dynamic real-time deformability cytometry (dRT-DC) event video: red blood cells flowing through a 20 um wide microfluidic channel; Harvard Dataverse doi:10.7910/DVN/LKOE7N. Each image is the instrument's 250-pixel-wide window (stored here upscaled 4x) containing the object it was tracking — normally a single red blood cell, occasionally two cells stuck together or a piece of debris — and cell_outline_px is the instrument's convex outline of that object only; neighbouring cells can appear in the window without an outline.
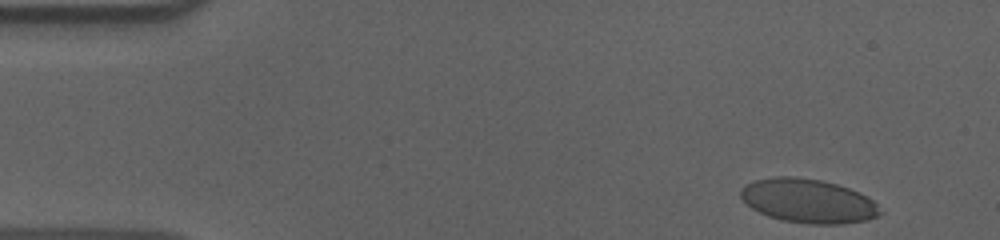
{"species": "human", "species_latin": "Homo sapiens", "temperature_condition": "cold", "stored_images_in_passage": 52, "camera_frame_rate_fps": 3000, "um_per_image_px": 0.085, "donor": {"sex": "male"}, "frame": {"image": 1, "passage_image": 1, "time_ms": 0.0, "image_size_px": [1000, 240], "cell_outline_px": [[884, 212], [868, 220], [840, 224], [808, 224], [780, 220], [768, 216], [752, 208], [740, 196], [740, 188], [756, 180], [776, 176], [792, 176], [820, 180], [836, 184], [848, 188], [872, 200]], "centroid_in_image_um": [68.69, 17.09], "position_along_channel_um": 16.3, "area_um2": 35.49}}
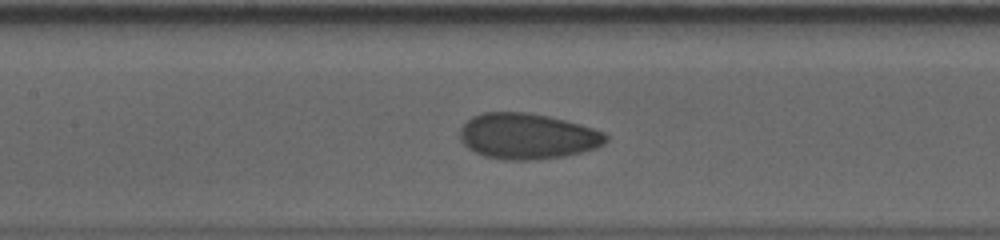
{"frame": {"image": 2, "passage_image": 22, "time_ms": 7.0, "image_size_px": [1000, 240], "cell_outline_px": [[608, 140], [604, 144], [596, 148], [584, 152], [564, 156], [532, 160], [508, 160], [484, 156], [468, 148], [460, 140], [460, 128], [472, 116], [484, 112], [528, 112], [548, 116], [580, 124], [604, 132], [608, 136]], "centroid_in_image_um": [44.84, 11.58], "position_along_channel_um": 162.6, "area_um2": 39.02}}
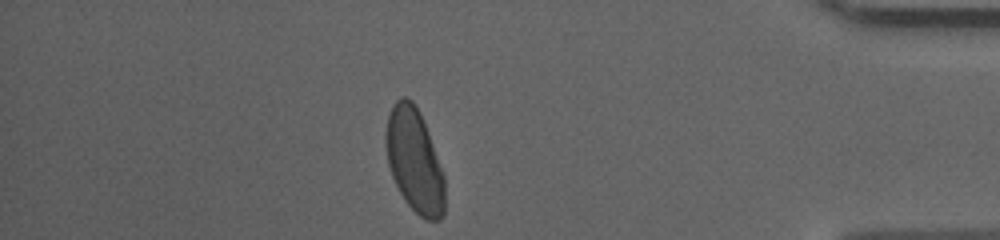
{"frame": {"image": 3, "passage_image": 45, "time_ms": 14.667, "image_size_px": [1000, 240], "cell_outline_px": [[444, 212], [440, 220], [424, 220], [408, 204], [400, 192], [392, 176], [388, 164], [384, 140], [384, 132], [388, 116], [392, 104], [400, 96], [404, 96], [412, 100], [416, 104], [420, 112], [444, 176]], "centroid_in_image_um": [35.2, 13.61], "position_along_channel_um": 400.0, "area_um2": 35.55}, "authors_computed_cell_mechanics": {"area_um2": 37.6856, "velocity_mm_per_s": 3.6065, "shape_relaxation_time_tau1_ms": 6.194, "shape_relaxation_time_tau2_ms": 1.0901, "deformation_change_tau1": 0.1387, "deformation_change_tau2": 0.0437}}